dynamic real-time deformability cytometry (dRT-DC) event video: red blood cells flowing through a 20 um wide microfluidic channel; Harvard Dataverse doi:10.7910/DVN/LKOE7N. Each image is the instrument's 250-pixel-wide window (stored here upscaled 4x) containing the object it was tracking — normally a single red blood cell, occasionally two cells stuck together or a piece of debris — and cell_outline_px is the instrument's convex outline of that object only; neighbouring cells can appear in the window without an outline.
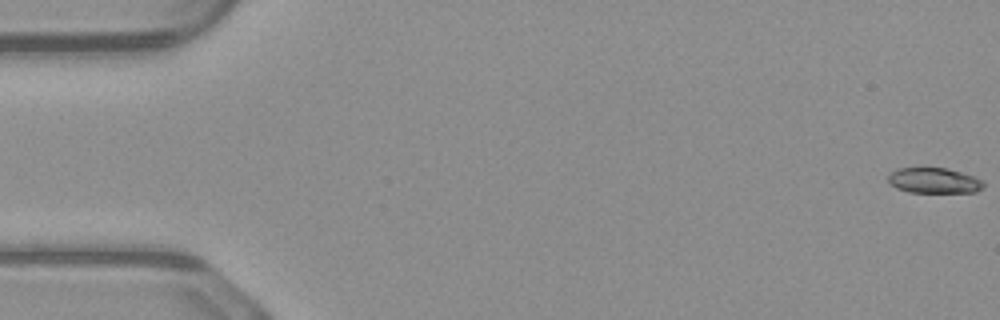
{"species": "common noctule bat (a hibernating species)", "species_latin": "Nyctalus noctula", "temperature_condition": "warm", "stored_images_in_passage": 12, "camera_frame_rate_fps": 3000, "um_per_image_px": 0.085, "animal": {"sex": "male", "body_mass_g": 23.1, "forearm_length_mm": 52.7}, "frame": {"image": 1, "passage_image": 1, "time_ms": 0.0, "image_size_px": [1000, 320], "cell_outline_px": [[984, 188], [976, 192], [908, 192], [896, 188], [888, 180], [888, 176], [896, 168], [948, 168], [984, 180]], "centroid_in_image_um": [79.42, 15.35], "position_along_channel_um": 5.6, "area_um2": 14.1}}